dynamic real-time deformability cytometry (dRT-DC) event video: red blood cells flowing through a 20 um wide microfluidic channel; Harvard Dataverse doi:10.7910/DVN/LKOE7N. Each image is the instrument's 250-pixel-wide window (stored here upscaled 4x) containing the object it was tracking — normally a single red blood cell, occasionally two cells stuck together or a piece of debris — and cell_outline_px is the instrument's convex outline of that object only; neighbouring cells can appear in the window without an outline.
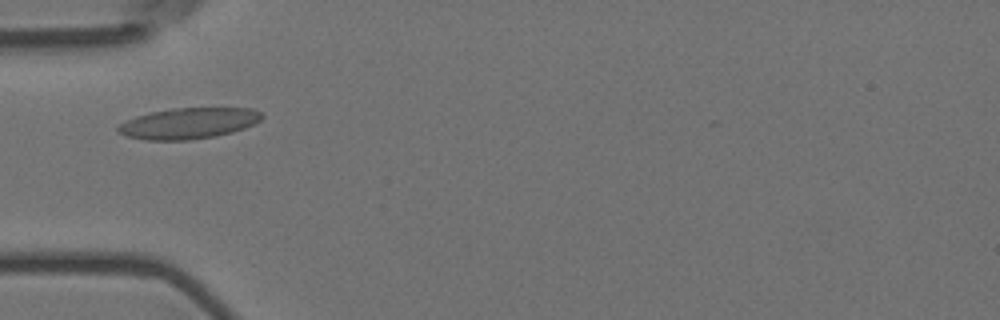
{"species": "Egyptian fruit bat (a non-hibernating species)", "species_latin": "Rousettus aegyptiacus", "temperature_condition": "room temperature", "stored_images_in_passage": 13, "camera_frame_rate_fps": 3000, "um_per_image_px": 0.085, "animal": {"sex": "female"}, "frame": {"image": 1, "passage_image": 3, "time_ms": 0.667, "image_size_px": [1000, 320], "cell_outline_px": [[264, 116], [260, 120], [244, 128], [232, 132], [216, 136], [188, 140], [144, 140], [124, 136], [116, 132], [116, 128], [120, 124], [136, 116], [152, 112], [172, 108], [252, 108], [260, 112]], "centroid_in_image_um": [16.0, 10.49], "position_along_channel_um": 69.0, "area_um2": 25.95}}
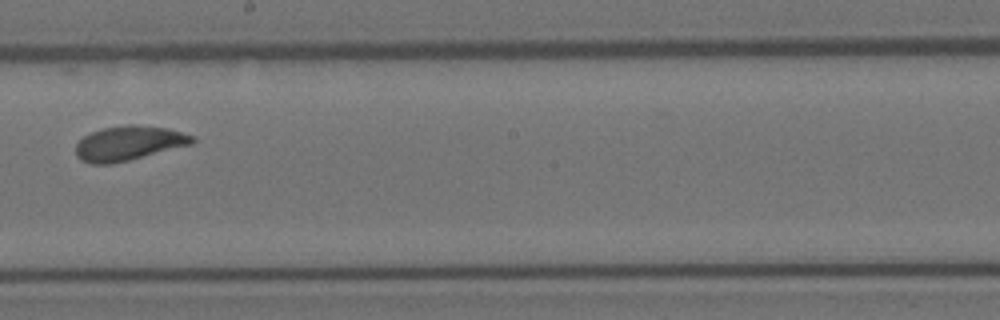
{"frame": {"image": 2, "passage_image": 7, "time_ms": 2.0, "image_size_px": [1000, 320], "cell_outline_px": [[196, 140], [192, 144], [112, 164], [92, 164], [80, 160], [76, 156], [76, 144], [84, 136], [100, 128], [124, 124], [132, 124], [168, 128], [196, 136]], "centroid_in_image_um": [10.94, 12.16], "position_along_channel_um": 237.3, "area_um2": 23.58}}
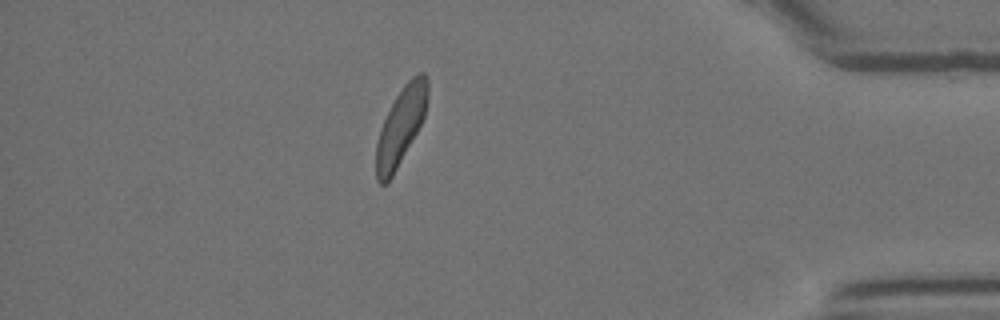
{"frame": {"image": 3, "passage_image": 12, "time_ms": 3.667, "image_size_px": [1000, 320], "cell_outline_px": [[428, 100], [424, 116], [416, 132], [392, 176], [384, 184], [380, 184], [376, 180], [376, 144], [380, 128], [396, 96], [404, 84], [412, 76], [420, 72], [424, 72], [428, 80]], "centroid_in_image_um": [34.07, 10.68], "position_along_channel_um": 401.1, "area_um2": 22.72}}